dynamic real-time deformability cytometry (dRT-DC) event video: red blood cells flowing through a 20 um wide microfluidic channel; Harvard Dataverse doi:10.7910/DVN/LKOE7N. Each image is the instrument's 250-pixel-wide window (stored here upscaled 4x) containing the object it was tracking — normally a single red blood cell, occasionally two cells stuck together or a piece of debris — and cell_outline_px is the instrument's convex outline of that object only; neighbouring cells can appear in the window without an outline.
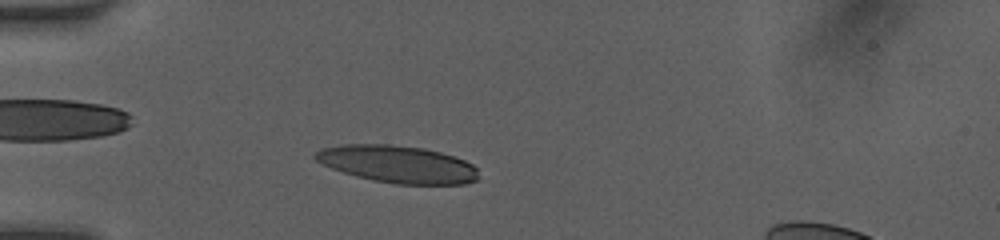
{"species": "human", "species_latin": "Homo sapiens", "temperature_condition": "room temperature", "stored_images_in_passage": 44, "camera_frame_rate_fps": 3000, "um_per_image_px": 0.085, "donor": {"sex": "female"}, "frame": {"image": 1, "passage_image": 8, "time_ms": 2.333, "image_size_px": [1000, 240], "cell_outline_px": [[476, 180], [464, 184], [396, 184], [372, 180], [356, 176], [332, 168], [316, 160], [312, 156], [320, 148], [344, 144], [388, 144], [424, 148], [440, 152], [464, 160], [472, 164], [476, 168]], "centroid_in_image_um": [33.77, 13.95], "position_along_channel_um": 51.2, "area_um2": 35.26}}
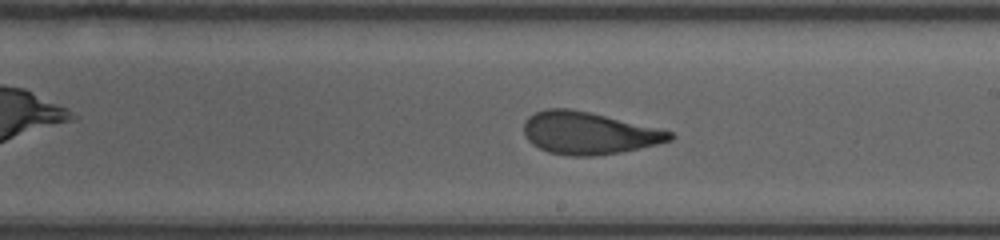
{"frame": {"image": 2, "passage_image": 23, "time_ms": 7.333, "image_size_px": [1000, 240], "cell_outline_px": [[676, 136], [672, 140], [640, 148], [620, 152], [596, 156], [568, 156], [548, 152], [532, 144], [524, 136], [524, 124], [528, 116], [536, 112], [548, 108], [568, 108], [588, 112], [660, 128], [672, 132]], "centroid_in_image_um": [50.03, 11.32], "position_along_channel_um": 239.0, "area_um2": 36.01}}
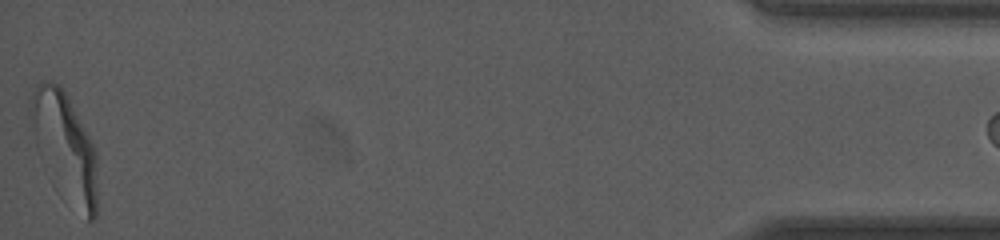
{"frame": {"image": 3, "passage_image": 43, "time_ms": 14.0, "image_size_px": [1000, 240], "cell_outline_px": [[96, 216], [92, 220], [88, 220], [36, 148], [28, 128], [28, 100], [36, 84], [40, 80], [52, 80], [60, 84], [64, 88], [96, 152]], "centroid_in_image_um": [5.43, 12.17], "position_along_channel_um": 429.8, "area_um2": 40.17}}